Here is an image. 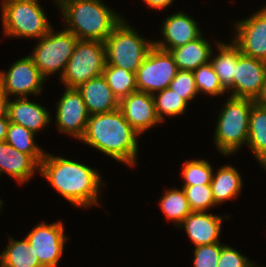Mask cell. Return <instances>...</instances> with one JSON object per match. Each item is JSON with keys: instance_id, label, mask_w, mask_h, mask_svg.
I'll use <instances>...</instances> for the list:
<instances>
[{"instance_id": "6da1fadb", "label": "cell", "mask_w": 266, "mask_h": 267, "mask_svg": "<svg viewBox=\"0 0 266 267\" xmlns=\"http://www.w3.org/2000/svg\"><path fill=\"white\" fill-rule=\"evenodd\" d=\"M39 172L74 207L101 206L98 195L103 181L94 167L45 152Z\"/></svg>"}, {"instance_id": "7a4b0ae2", "label": "cell", "mask_w": 266, "mask_h": 267, "mask_svg": "<svg viewBox=\"0 0 266 267\" xmlns=\"http://www.w3.org/2000/svg\"><path fill=\"white\" fill-rule=\"evenodd\" d=\"M139 135L125 119L120 108H117L90 115L80 141L117 162L133 167L138 158Z\"/></svg>"}, {"instance_id": "3957f363", "label": "cell", "mask_w": 266, "mask_h": 267, "mask_svg": "<svg viewBox=\"0 0 266 267\" xmlns=\"http://www.w3.org/2000/svg\"><path fill=\"white\" fill-rule=\"evenodd\" d=\"M65 30L79 40L104 42L123 19L101 0H57Z\"/></svg>"}, {"instance_id": "277c9868", "label": "cell", "mask_w": 266, "mask_h": 267, "mask_svg": "<svg viewBox=\"0 0 266 267\" xmlns=\"http://www.w3.org/2000/svg\"><path fill=\"white\" fill-rule=\"evenodd\" d=\"M251 99L229 97L218 115L214 144L220 154L233 155L247 144L252 105Z\"/></svg>"}, {"instance_id": "5b68a950", "label": "cell", "mask_w": 266, "mask_h": 267, "mask_svg": "<svg viewBox=\"0 0 266 267\" xmlns=\"http://www.w3.org/2000/svg\"><path fill=\"white\" fill-rule=\"evenodd\" d=\"M106 65L123 68L136 73L150 49L154 46L140 36L123 18L104 41Z\"/></svg>"}, {"instance_id": "8992f818", "label": "cell", "mask_w": 266, "mask_h": 267, "mask_svg": "<svg viewBox=\"0 0 266 267\" xmlns=\"http://www.w3.org/2000/svg\"><path fill=\"white\" fill-rule=\"evenodd\" d=\"M39 3L20 0L1 1L4 36L40 39L46 35L53 26L50 25Z\"/></svg>"}, {"instance_id": "52a82bcc", "label": "cell", "mask_w": 266, "mask_h": 267, "mask_svg": "<svg viewBox=\"0 0 266 267\" xmlns=\"http://www.w3.org/2000/svg\"><path fill=\"white\" fill-rule=\"evenodd\" d=\"M106 66L105 44L98 40H78L60 80L65 88H77L103 75Z\"/></svg>"}, {"instance_id": "ba28073f", "label": "cell", "mask_w": 266, "mask_h": 267, "mask_svg": "<svg viewBox=\"0 0 266 267\" xmlns=\"http://www.w3.org/2000/svg\"><path fill=\"white\" fill-rule=\"evenodd\" d=\"M78 40L65 29L55 32L52 28L38 40L29 56L46 80L47 76L57 74V71H60L61 78Z\"/></svg>"}, {"instance_id": "9c48e42d", "label": "cell", "mask_w": 266, "mask_h": 267, "mask_svg": "<svg viewBox=\"0 0 266 267\" xmlns=\"http://www.w3.org/2000/svg\"><path fill=\"white\" fill-rule=\"evenodd\" d=\"M178 69L172 54L153 46L136 72L138 91L151 95L168 88Z\"/></svg>"}, {"instance_id": "30bf717a", "label": "cell", "mask_w": 266, "mask_h": 267, "mask_svg": "<svg viewBox=\"0 0 266 267\" xmlns=\"http://www.w3.org/2000/svg\"><path fill=\"white\" fill-rule=\"evenodd\" d=\"M45 80L29 55L14 62L6 72L0 71V89L9 98L39 95Z\"/></svg>"}, {"instance_id": "8fae6325", "label": "cell", "mask_w": 266, "mask_h": 267, "mask_svg": "<svg viewBox=\"0 0 266 267\" xmlns=\"http://www.w3.org/2000/svg\"><path fill=\"white\" fill-rule=\"evenodd\" d=\"M63 225L62 221L52 224L43 221L32 228L26 236L43 267H57L59 264L65 242L69 239L64 233Z\"/></svg>"}, {"instance_id": "7c38bea8", "label": "cell", "mask_w": 266, "mask_h": 267, "mask_svg": "<svg viewBox=\"0 0 266 267\" xmlns=\"http://www.w3.org/2000/svg\"><path fill=\"white\" fill-rule=\"evenodd\" d=\"M64 91L56 106V126L59 132L80 140L90 115L77 88L66 87Z\"/></svg>"}, {"instance_id": "4fadbf2b", "label": "cell", "mask_w": 266, "mask_h": 267, "mask_svg": "<svg viewBox=\"0 0 266 267\" xmlns=\"http://www.w3.org/2000/svg\"><path fill=\"white\" fill-rule=\"evenodd\" d=\"M249 18L236 22L232 41L243 55L266 62V5Z\"/></svg>"}, {"instance_id": "5bb4252c", "label": "cell", "mask_w": 266, "mask_h": 267, "mask_svg": "<svg viewBox=\"0 0 266 267\" xmlns=\"http://www.w3.org/2000/svg\"><path fill=\"white\" fill-rule=\"evenodd\" d=\"M266 80V62L237 54L233 80V97L256 100Z\"/></svg>"}, {"instance_id": "9a60e30c", "label": "cell", "mask_w": 266, "mask_h": 267, "mask_svg": "<svg viewBox=\"0 0 266 267\" xmlns=\"http://www.w3.org/2000/svg\"><path fill=\"white\" fill-rule=\"evenodd\" d=\"M119 108L131 127L140 135L160 123L153 96L149 93L135 91L123 97Z\"/></svg>"}, {"instance_id": "2e32d148", "label": "cell", "mask_w": 266, "mask_h": 267, "mask_svg": "<svg viewBox=\"0 0 266 267\" xmlns=\"http://www.w3.org/2000/svg\"><path fill=\"white\" fill-rule=\"evenodd\" d=\"M161 33L163 40H155L154 46L165 51L178 48L194 41L202 35V32L194 18L187 15L185 11H178L168 15L162 22Z\"/></svg>"}, {"instance_id": "e0dca14e", "label": "cell", "mask_w": 266, "mask_h": 267, "mask_svg": "<svg viewBox=\"0 0 266 267\" xmlns=\"http://www.w3.org/2000/svg\"><path fill=\"white\" fill-rule=\"evenodd\" d=\"M221 215L208 214L207 211H192L178 226L184 229L195 247L220 242Z\"/></svg>"}, {"instance_id": "ac0fdd59", "label": "cell", "mask_w": 266, "mask_h": 267, "mask_svg": "<svg viewBox=\"0 0 266 267\" xmlns=\"http://www.w3.org/2000/svg\"><path fill=\"white\" fill-rule=\"evenodd\" d=\"M51 114L42 105L29 101L28 97L15 98L8 102V120L38 133L51 123Z\"/></svg>"}, {"instance_id": "d6986e66", "label": "cell", "mask_w": 266, "mask_h": 267, "mask_svg": "<svg viewBox=\"0 0 266 267\" xmlns=\"http://www.w3.org/2000/svg\"><path fill=\"white\" fill-rule=\"evenodd\" d=\"M77 90L83 97L89 115L101 114L119 108V100L108 86L103 75L79 85Z\"/></svg>"}, {"instance_id": "ffe728a7", "label": "cell", "mask_w": 266, "mask_h": 267, "mask_svg": "<svg viewBox=\"0 0 266 267\" xmlns=\"http://www.w3.org/2000/svg\"><path fill=\"white\" fill-rule=\"evenodd\" d=\"M39 173L40 164L31 156L18 151L7 142H0V176L7 173L10 177L24 184Z\"/></svg>"}, {"instance_id": "44dd1931", "label": "cell", "mask_w": 266, "mask_h": 267, "mask_svg": "<svg viewBox=\"0 0 266 267\" xmlns=\"http://www.w3.org/2000/svg\"><path fill=\"white\" fill-rule=\"evenodd\" d=\"M212 44L203 34L194 41L169 52L172 54L178 70L194 71L200 65L208 63L212 52Z\"/></svg>"}, {"instance_id": "7402d4cb", "label": "cell", "mask_w": 266, "mask_h": 267, "mask_svg": "<svg viewBox=\"0 0 266 267\" xmlns=\"http://www.w3.org/2000/svg\"><path fill=\"white\" fill-rule=\"evenodd\" d=\"M215 43L218 53L214 56V50H212L210 62L219 77L221 85L227 92L231 91L230 97H233L235 66L237 65V54L240 49L233 41L228 42V44L216 41Z\"/></svg>"}, {"instance_id": "603a6c76", "label": "cell", "mask_w": 266, "mask_h": 267, "mask_svg": "<svg viewBox=\"0 0 266 267\" xmlns=\"http://www.w3.org/2000/svg\"><path fill=\"white\" fill-rule=\"evenodd\" d=\"M216 171L210 183L216 205L237 198L243 187L240 172L232 165L221 166Z\"/></svg>"}, {"instance_id": "cb8c5ba5", "label": "cell", "mask_w": 266, "mask_h": 267, "mask_svg": "<svg viewBox=\"0 0 266 267\" xmlns=\"http://www.w3.org/2000/svg\"><path fill=\"white\" fill-rule=\"evenodd\" d=\"M247 146L260 164L266 159V108L256 102L249 119Z\"/></svg>"}, {"instance_id": "d4e9b609", "label": "cell", "mask_w": 266, "mask_h": 267, "mask_svg": "<svg viewBox=\"0 0 266 267\" xmlns=\"http://www.w3.org/2000/svg\"><path fill=\"white\" fill-rule=\"evenodd\" d=\"M8 237L9 243L1 252L2 267H43L26 237L21 241Z\"/></svg>"}, {"instance_id": "484cf974", "label": "cell", "mask_w": 266, "mask_h": 267, "mask_svg": "<svg viewBox=\"0 0 266 267\" xmlns=\"http://www.w3.org/2000/svg\"><path fill=\"white\" fill-rule=\"evenodd\" d=\"M159 206L166 219L175 223V226H179L192 212L182 188H172L165 191L160 198Z\"/></svg>"}, {"instance_id": "4316f807", "label": "cell", "mask_w": 266, "mask_h": 267, "mask_svg": "<svg viewBox=\"0 0 266 267\" xmlns=\"http://www.w3.org/2000/svg\"><path fill=\"white\" fill-rule=\"evenodd\" d=\"M35 133L24 126L9 123L5 142L18 151L31 155L39 164L44 158L45 151L35 144Z\"/></svg>"}, {"instance_id": "83f0119b", "label": "cell", "mask_w": 266, "mask_h": 267, "mask_svg": "<svg viewBox=\"0 0 266 267\" xmlns=\"http://www.w3.org/2000/svg\"><path fill=\"white\" fill-rule=\"evenodd\" d=\"M103 76L106 78L108 86L119 101L123 97L138 91L136 73L116 66L106 65L103 70Z\"/></svg>"}, {"instance_id": "f1b7e54d", "label": "cell", "mask_w": 266, "mask_h": 267, "mask_svg": "<svg viewBox=\"0 0 266 267\" xmlns=\"http://www.w3.org/2000/svg\"><path fill=\"white\" fill-rule=\"evenodd\" d=\"M152 96L157 116L161 122H164L167 116L170 118L182 115L188 109V103L169 87Z\"/></svg>"}, {"instance_id": "f546056e", "label": "cell", "mask_w": 266, "mask_h": 267, "mask_svg": "<svg viewBox=\"0 0 266 267\" xmlns=\"http://www.w3.org/2000/svg\"><path fill=\"white\" fill-rule=\"evenodd\" d=\"M181 168L183 186L210 184L212 181L213 167L204 159L187 160Z\"/></svg>"}, {"instance_id": "4dcf8cb0", "label": "cell", "mask_w": 266, "mask_h": 267, "mask_svg": "<svg viewBox=\"0 0 266 267\" xmlns=\"http://www.w3.org/2000/svg\"><path fill=\"white\" fill-rule=\"evenodd\" d=\"M195 84L198 92L208 94L209 96H218L227 92L221 85L219 77L215 73L212 63L209 61L200 65L193 71Z\"/></svg>"}, {"instance_id": "1f68e13d", "label": "cell", "mask_w": 266, "mask_h": 267, "mask_svg": "<svg viewBox=\"0 0 266 267\" xmlns=\"http://www.w3.org/2000/svg\"><path fill=\"white\" fill-rule=\"evenodd\" d=\"M192 211H207L216 205L210 184L182 186Z\"/></svg>"}, {"instance_id": "d6a6232c", "label": "cell", "mask_w": 266, "mask_h": 267, "mask_svg": "<svg viewBox=\"0 0 266 267\" xmlns=\"http://www.w3.org/2000/svg\"><path fill=\"white\" fill-rule=\"evenodd\" d=\"M169 88L182 97L188 104L199 94L193 71L178 70L175 78L171 81Z\"/></svg>"}, {"instance_id": "836d02e7", "label": "cell", "mask_w": 266, "mask_h": 267, "mask_svg": "<svg viewBox=\"0 0 266 267\" xmlns=\"http://www.w3.org/2000/svg\"><path fill=\"white\" fill-rule=\"evenodd\" d=\"M223 246L224 244L217 242L195 247L193 267H217Z\"/></svg>"}, {"instance_id": "e575fe53", "label": "cell", "mask_w": 266, "mask_h": 267, "mask_svg": "<svg viewBox=\"0 0 266 267\" xmlns=\"http://www.w3.org/2000/svg\"><path fill=\"white\" fill-rule=\"evenodd\" d=\"M217 267H258L254 261L249 259L238 252L231 245H224L222 247L221 256L218 261Z\"/></svg>"}, {"instance_id": "d590c367", "label": "cell", "mask_w": 266, "mask_h": 267, "mask_svg": "<svg viewBox=\"0 0 266 267\" xmlns=\"http://www.w3.org/2000/svg\"><path fill=\"white\" fill-rule=\"evenodd\" d=\"M152 9L161 10L172 5L174 0H142Z\"/></svg>"}, {"instance_id": "8d00e7d4", "label": "cell", "mask_w": 266, "mask_h": 267, "mask_svg": "<svg viewBox=\"0 0 266 267\" xmlns=\"http://www.w3.org/2000/svg\"><path fill=\"white\" fill-rule=\"evenodd\" d=\"M9 97L0 89V118L7 117Z\"/></svg>"}, {"instance_id": "74e56055", "label": "cell", "mask_w": 266, "mask_h": 267, "mask_svg": "<svg viewBox=\"0 0 266 267\" xmlns=\"http://www.w3.org/2000/svg\"><path fill=\"white\" fill-rule=\"evenodd\" d=\"M10 121L7 117L0 118V142H4Z\"/></svg>"}, {"instance_id": "f35d334b", "label": "cell", "mask_w": 266, "mask_h": 267, "mask_svg": "<svg viewBox=\"0 0 266 267\" xmlns=\"http://www.w3.org/2000/svg\"><path fill=\"white\" fill-rule=\"evenodd\" d=\"M255 102L259 106H262V107L266 108V80H265V83L263 84V88H262L261 94L255 100Z\"/></svg>"}, {"instance_id": "ab89813d", "label": "cell", "mask_w": 266, "mask_h": 267, "mask_svg": "<svg viewBox=\"0 0 266 267\" xmlns=\"http://www.w3.org/2000/svg\"><path fill=\"white\" fill-rule=\"evenodd\" d=\"M260 165L263 169H266V159Z\"/></svg>"}, {"instance_id": "60d3db41", "label": "cell", "mask_w": 266, "mask_h": 267, "mask_svg": "<svg viewBox=\"0 0 266 267\" xmlns=\"http://www.w3.org/2000/svg\"><path fill=\"white\" fill-rule=\"evenodd\" d=\"M2 1H12V0H2ZM20 1H37V2H39V0H20Z\"/></svg>"}, {"instance_id": "b9f144b4", "label": "cell", "mask_w": 266, "mask_h": 267, "mask_svg": "<svg viewBox=\"0 0 266 267\" xmlns=\"http://www.w3.org/2000/svg\"><path fill=\"white\" fill-rule=\"evenodd\" d=\"M2 206H3V201H2V199L0 198V212H1V208H2Z\"/></svg>"}]
</instances>
